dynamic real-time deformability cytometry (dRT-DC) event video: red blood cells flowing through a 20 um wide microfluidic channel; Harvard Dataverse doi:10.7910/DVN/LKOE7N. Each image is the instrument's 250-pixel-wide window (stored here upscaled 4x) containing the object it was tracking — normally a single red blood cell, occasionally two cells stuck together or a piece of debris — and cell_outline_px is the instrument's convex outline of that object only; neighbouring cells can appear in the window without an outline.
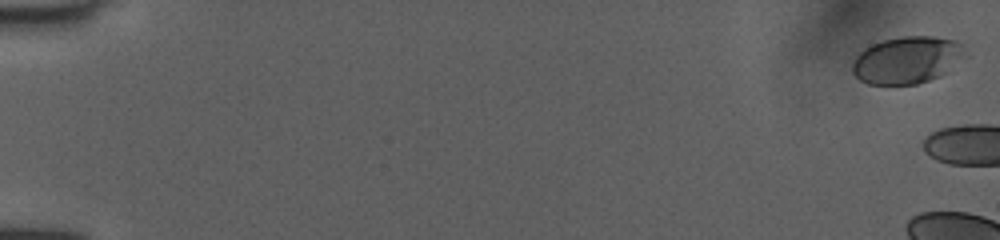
{"species": "human", "species_latin": "Homo sapiens", "temperature_condition": "room temperature", "stored_images_in_passage": 8, "camera_frame_rate_fps": 3000, "um_per_image_px": 0.085, "donor": {"sex": "female"}, "frame": {"image": 1, "passage_image": 1, "time_ms": 0.0, "image_size_px": [1000, 240], "cell_outline_px": [[972, 56], [948, 72], [940, 76], [916, 84], [868, 84], [860, 80], [852, 72], [852, 60], [864, 48], [872, 44], [884, 40], [904, 36], [932, 36], [956, 40], [964, 44]], "centroid_in_image_um": [77.22, 5.09], "position_along_channel_um": 7.8, "area_um2": 31.85}}